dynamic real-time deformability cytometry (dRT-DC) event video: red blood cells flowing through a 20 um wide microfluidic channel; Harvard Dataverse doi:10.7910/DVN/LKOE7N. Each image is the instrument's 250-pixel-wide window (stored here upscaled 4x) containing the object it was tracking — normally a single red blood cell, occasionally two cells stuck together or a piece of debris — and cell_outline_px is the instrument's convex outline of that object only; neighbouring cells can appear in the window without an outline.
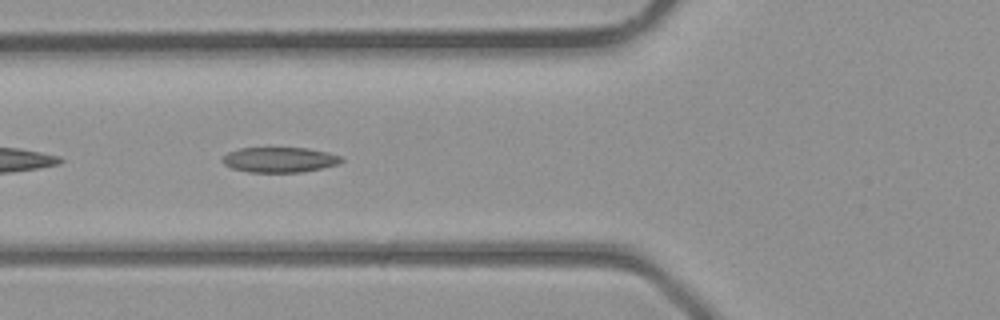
{"species": "common noctule bat (a hibernating species)", "species_latin": "Nyctalus noctula", "temperature_condition": "room temperature", "stored_images_in_passage": 37, "camera_frame_rate_fps": 3000, "um_per_image_px": 0.085, "animal": {"sex": "male", "body_mass_g": 23.1, "forearm_length_mm": 52.7}, "frame": {"image": 1, "passage_image": 15, "time_ms": 4.667, "image_size_px": [1000, 320], "cell_outline_px": [[344, 160], [340, 164], [300, 172], [248, 172], [232, 168], [224, 164], [220, 160], [228, 152], [240, 148], [308, 148], [328, 152], [340, 156]], "centroid_in_image_um": [23.76, 13.57], "position_along_channel_um": 102.0, "area_um2": 17.46}}
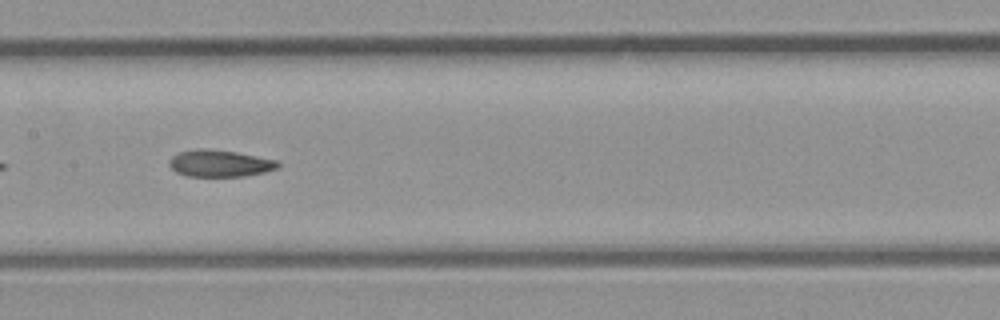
{"frame": {"image": 2, "passage_image": 20, "time_ms": 6.333, "image_size_px": [1000, 320], "cell_outline_px": [[280, 168], [264, 172], [244, 176], [188, 176], [176, 172], [168, 164], [168, 160], [172, 156], [180, 152], [196, 148], [208, 148], [236, 152], [280, 160]], "centroid_in_image_um": [18.71, 13.87], "position_along_channel_um": 188.7, "area_um2": 17.22}}
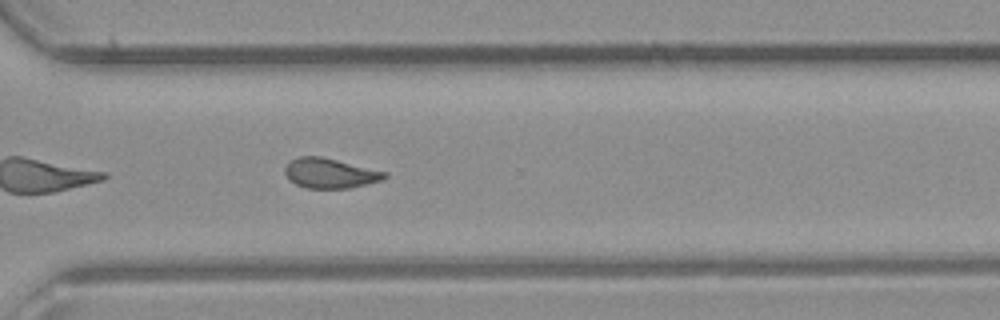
{"frame": {"image": 3, "passage_image": 29, "time_ms": 9.333, "image_size_px": [1000, 320], "cell_outline_px": [[388, 176], [380, 180], [348, 188], [308, 188], [296, 184], [288, 180], [284, 172], [284, 168], [292, 160], [300, 156], [320, 156], [388, 172]], "centroid_in_image_um": [28.03, 14.72], "position_along_channel_um": 342.6, "area_um2": 17.17}}